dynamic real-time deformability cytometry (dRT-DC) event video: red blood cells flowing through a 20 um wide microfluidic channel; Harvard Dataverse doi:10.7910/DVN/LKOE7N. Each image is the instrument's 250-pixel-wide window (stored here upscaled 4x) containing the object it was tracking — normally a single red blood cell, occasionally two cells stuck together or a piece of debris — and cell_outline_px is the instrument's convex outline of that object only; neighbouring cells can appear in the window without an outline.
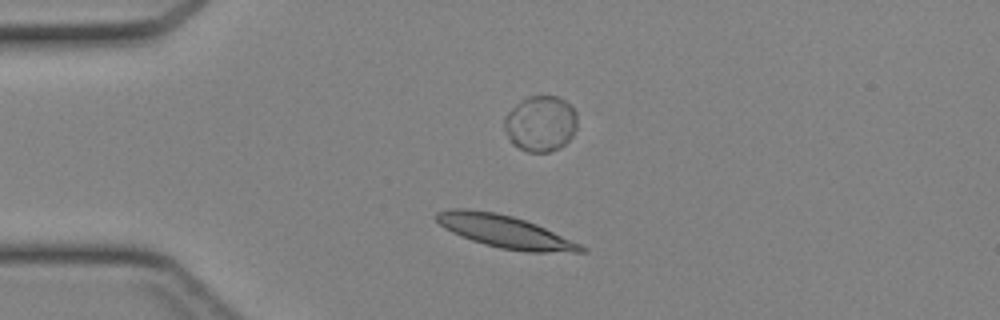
{"species": "Egyptian fruit bat (a non-hibernating species)", "species_latin": "Rousettus aegyptiacus", "temperature_condition": "cold", "stored_images_in_passage": 30, "camera_frame_rate_fps": 3000, "um_per_image_px": 0.085, "animal": {"sex": "female"}, "frame": {"image": 1, "passage_image": 5, "time_ms": 1.333, "image_size_px": [1000, 320], "cell_outline_px": [[588, 252], [524, 252], [500, 248], [484, 244], [460, 236], [444, 228], [436, 220], [436, 212], [452, 208], [468, 208], [496, 212], [512, 216], [536, 224], [580, 244], [588, 248]], "centroid_in_image_um": [42.9, 19.68], "position_along_channel_um": 42.1, "area_um2": 27.4}}